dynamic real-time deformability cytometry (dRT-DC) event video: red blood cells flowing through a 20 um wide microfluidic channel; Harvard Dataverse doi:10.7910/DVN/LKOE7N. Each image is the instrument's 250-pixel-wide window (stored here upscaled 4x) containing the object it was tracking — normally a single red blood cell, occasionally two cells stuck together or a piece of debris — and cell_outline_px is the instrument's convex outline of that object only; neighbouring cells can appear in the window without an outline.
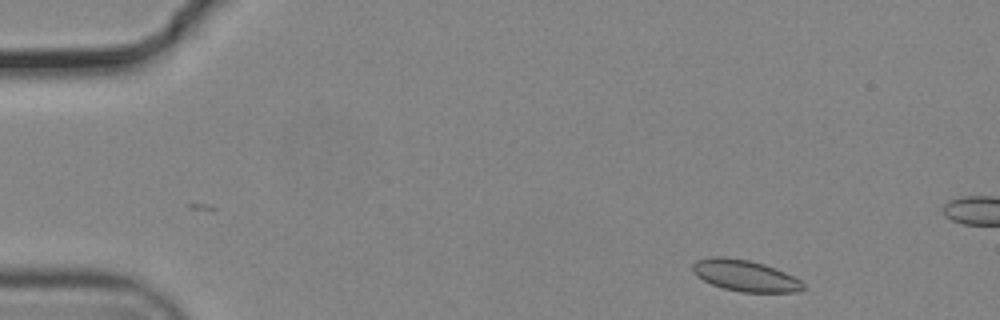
{"species": "common noctule bat (a hibernating species)", "species_latin": "Nyctalus noctula", "temperature_condition": "cold", "stored_images_in_passage": 53, "camera_frame_rate_fps": 3000, "um_per_image_px": 0.085, "animal": {"sex": "male", "body_mass_g": 19.2, "forearm_length_mm": 51.8}, "frame": {"image": 1, "passage_image": 3, "time_ms": 0.667, "image_size_px": [1000, 320], "cell_outline_px": [[804, 288], [800, 292], [740, 292], [724, 288], [712, 284], [696, 276], [692, 272], [692, 264], [696, 260], [712, 256], [724, 256], [748, 260], [764, 264], [776, 268], [800, 280], [804, 284]], "centroid_in_image_um": [63.31, 23.42], "position_along_channel_um": 21.7, "area_um2": 20.23}}
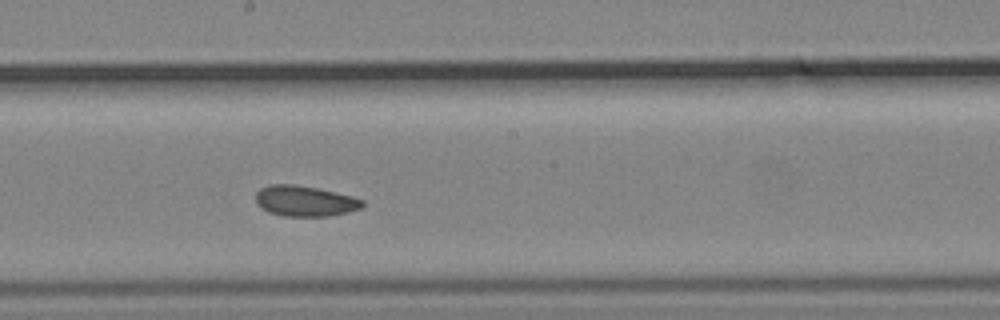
{"frame": {"image": 2, "passage_image": 27, "time_ms": 8.667, "image_size_px": [1000, 320], "cell_outline_px": [[364, 204], [360, 208], [348, 212], [328, 216], [284, 216], [268, 212], [256, 204], [256, 192], [260, 188], [268, 184], [292, 184], [316, 188], [352, 196], [364, 200]], "centroid_in_image_um": [25.88, 17.08], "position_along_channel_um": 222.3, "area_um2": 19.02}}
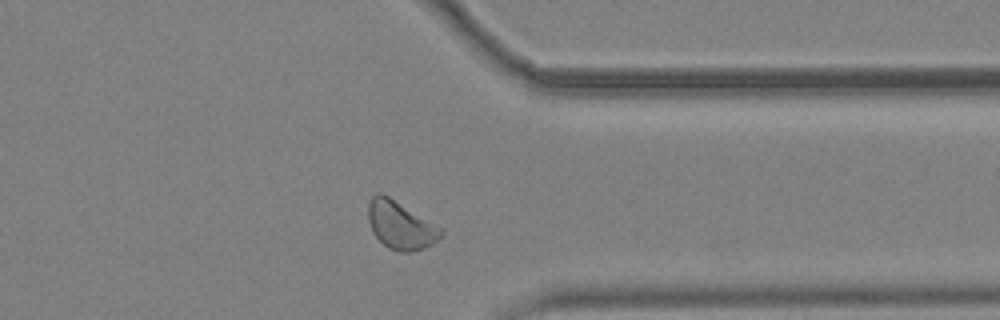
{"frame": {"image": 3, "passage_image": 40, "time_ms": 13.0, "image_size_px": [1000, 320], "cell_outline_px": [[444, 232], [432, 244], [424, 248], [408, 252], [400, 252], [388, 248], [372, 232], [368, 220], [368, 204], [372, 196], [376, 192], [380, 192], [388, 196], [444, 228]], "centroid_in_image_um": [34.05, 19.13], "position_along_channel_um": 377.4, "area_um2": 20.35}, "authors_computed_cell_mechanics": {"area_um2": 19.8254, "velocity_mm_per_s": 3.6842, "shape_relaxation_time_tau1_ms": null, "shape_relaxation_time_tau2_ms": 4.4723, "deformation_change_tau1": null, "deformation_change_tau2": 0.0867}}